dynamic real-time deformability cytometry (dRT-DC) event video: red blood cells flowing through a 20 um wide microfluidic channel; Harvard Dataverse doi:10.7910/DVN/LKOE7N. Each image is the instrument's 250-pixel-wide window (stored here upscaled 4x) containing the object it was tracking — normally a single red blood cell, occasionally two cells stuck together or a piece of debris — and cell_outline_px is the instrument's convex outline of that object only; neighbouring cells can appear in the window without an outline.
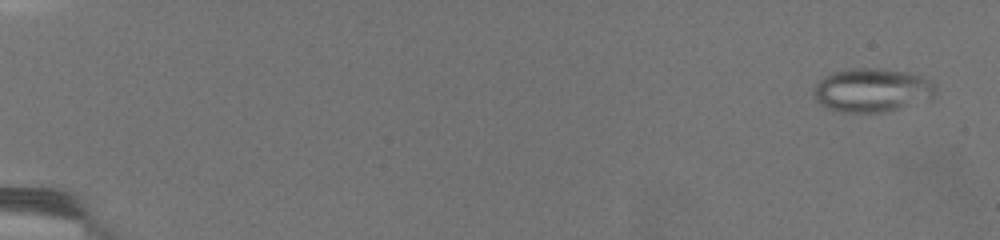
{"species": "common noctule bat (a hibernating species)", "species_latin": "Nyctalus noctula", "temperature_condition": "warm", "stored_images_in_passage": 72, "camera_frame_rate_fps": 3000, "um_per_image_px": 0.085, "animal": {"sex": "female", "body_mass_g": 19.5, "forearm_length_mm": 54.1}, "frame": {"image": 1, "passage_image": 3, "time_ms": 0.667, "image_size_px": [1000, 240], "cell_outline_px": [[940, 92], [932, 100], [884, 112], [840, 112], [828, 108], [820, 104], [816, 100], [812, 92], [812, 88], [824, 76], [832, 72], [852, 68], [876, 68], [904, 72], [924, 76], [932, 80], [936, 84]], "centroid_in_image_um": [74.19, 7.67], "position_along_channel_um": 10.8, "area_um2": 31.73}}
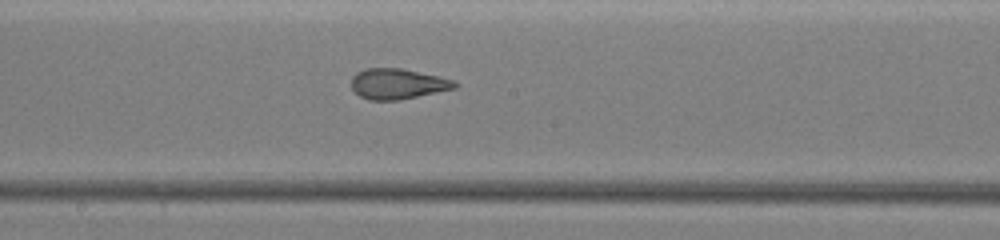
{"frame": {"image": 2, "passage_image": 42, "time_ms": 13.667, "image_size_px": [1000, 240], "cell_outline_px": [[460, 84], [456, 88], [400, 100], [368, 100], [360, 96], [352, 88], [352, 76], [356, 72], [368, 68], [400, 68], [456, 80]], "centroid_in_image_um": [33.82, 7.13], "position_along_channel_um": 214.4, "area_um2": 18.38}}
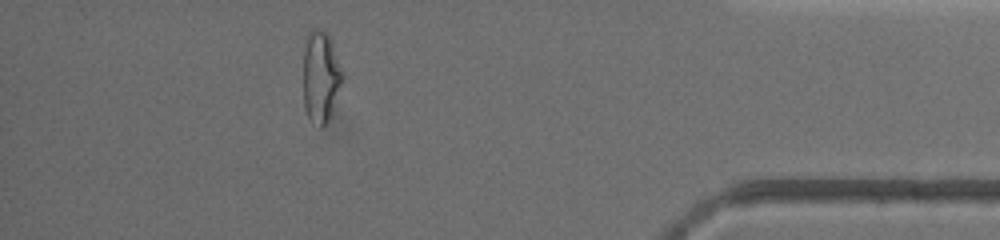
{"frame": {"image": 3, "passage_image": 65, "time_ms": 21.333, "image_size_px": [1000, 240], "cell_outline_px": [[344, 76], [328, 120], [324, 128], [320, 128], [308, 116], [304, 104], [304, 48], [308, 36], [312, 28], [328, 32], [332, 40]], "centroid_in_image_um": [27.27, 6.5], "position_along_channel_um": 407.9, "area_um2": 20.69}, "authors_computed_cell_mechanics": {"area_um2": 21.8195, "velocity_mm_per_s": 3.0182, "shape_relaxation_time_tau1_ms": null, "shape_relaxation_time_tau2_ms": 1.4453, "deformation_change_tau1": null, "deformation_change_tau2": 0.0937}}